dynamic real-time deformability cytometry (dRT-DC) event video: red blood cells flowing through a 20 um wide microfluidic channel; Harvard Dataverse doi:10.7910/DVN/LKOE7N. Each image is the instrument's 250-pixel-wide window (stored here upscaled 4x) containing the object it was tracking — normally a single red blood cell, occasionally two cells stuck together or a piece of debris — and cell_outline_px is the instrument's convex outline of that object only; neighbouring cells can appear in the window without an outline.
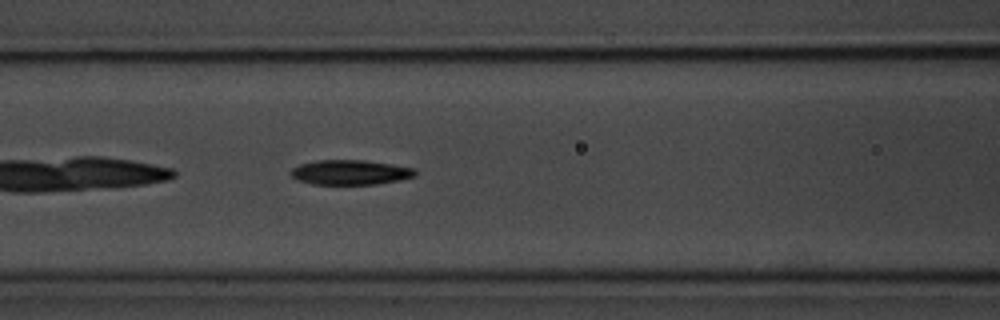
{"species": "common noctule bat (a hibernating species)", "species_latin": "Nyctalus noctula", "temperature_condition": "room temperature", "stored_images_in_passage": 40, "camera_frame_rate_fps": 3000, "um_per_image_px": 0.085, "animal": {"sex": "male", "body_mass_g": 20.1, "forearm_length_mm": 53.5}, "frame": {"image": 1, "passage_image": 7, "time_ms": 2.0, "image_size_px": [1000, 320], "cell_outline_px": [[416, 176], [400, 180], [376, 184], [312, 184], [296, 180], [292, 176], [292, 168], [300, 164], [316, 160], [364, 160], [392, 164], [416, 168]], "centroid_in_image_um": [29.8, 14.64], "position_along_channel_um": 136.8, "area_um2": 18.03}, "authors_computed_cell_mechanics": {"area_um2": 18.3226, "velocity_mm_per_s": 3.6731, "shape_relaxation_time_tau1_ms": 2.2847, "shape_relaxation_time_tau2_ms": null, "deformation_change_tau1": 0.1655, "deformation_change_tau2": null}}